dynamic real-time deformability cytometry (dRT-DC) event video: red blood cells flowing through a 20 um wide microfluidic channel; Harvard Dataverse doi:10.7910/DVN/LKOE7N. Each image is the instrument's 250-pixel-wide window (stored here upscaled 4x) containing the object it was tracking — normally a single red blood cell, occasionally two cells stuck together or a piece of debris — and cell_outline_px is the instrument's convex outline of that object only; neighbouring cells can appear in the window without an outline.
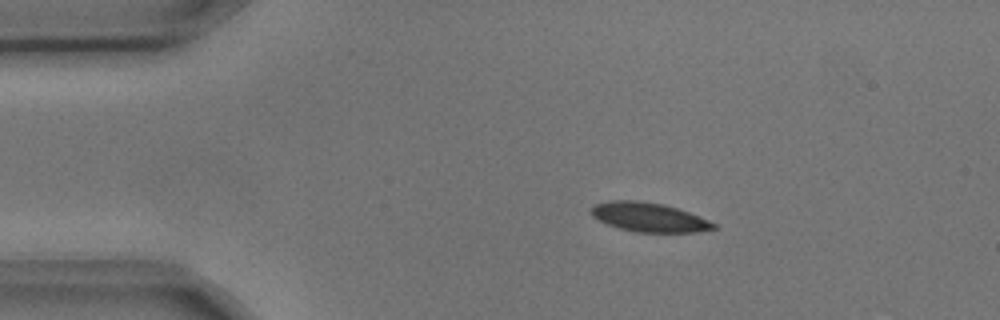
{"species": "common noctule bat (a hibernating species)", "species_latin": "Nyctalus noctula", "temperature_condition": "cold", "stored_images_in_passage": 3, "camera_frame_rate_fps": 3000, "um_per_image_px": 0.085, "animal": {"sex": "male", "body_mass_g": 17.9, "forearm_length_mm": 54.2}, "frame": {"image": 1, "passage_image": 2, "time_ms": 0.333, "image_size_px": [1000, 320], "cell_outline_px": [[716, 228], [696, 232], [636, 232], [620, 228], [608, 224], [592, 216], [592, 208], [596, 204], [612, 200], [636, 200], [664, 204], [688, 212], [708, 220], [716, 224]], "centroid_in_image_um": [55.17, 18.46], "position_along_channel_um": 29.8, "area_um2": 20.46}}